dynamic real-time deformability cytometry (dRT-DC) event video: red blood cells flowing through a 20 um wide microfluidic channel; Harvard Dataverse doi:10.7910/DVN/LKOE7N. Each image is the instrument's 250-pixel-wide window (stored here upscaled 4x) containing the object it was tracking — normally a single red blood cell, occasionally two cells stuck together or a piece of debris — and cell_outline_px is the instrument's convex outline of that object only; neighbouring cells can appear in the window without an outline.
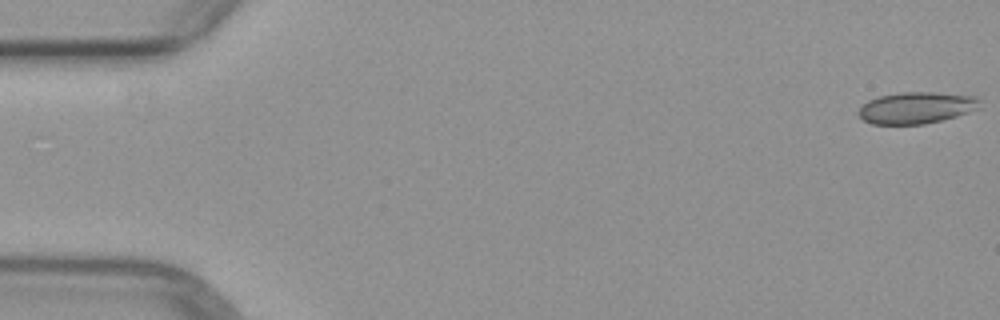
{"species": "common noctule bat (a hibernating species)", "species_latin": "Nyctalus noctula", "temperature_condition": "warm", "stored_images_in_passage": 5, "camera_frame_rate_fps": 3000, "um_per_image_px": 0.085, "animal": {"sex": "female", "body_mass_g": 29.2, "forearm_length_mm": 56.3}, "frame": {"image": 1, "passage_image": 1, "time_ms": 0.0, "image_size_px": [1000, 320], "cell_outline_px": [[980, 108], [956, 116], [924, 124], [872, 124], [864, 120], [856, 112], [868, 100], [880, 96], [900, 92], [932, 92], [976, 96], [980, 100]], "centroid_in_image_um": [77.89, 9.15], "position_along_channel_um": 7.1, "area_um2": 22.25}}
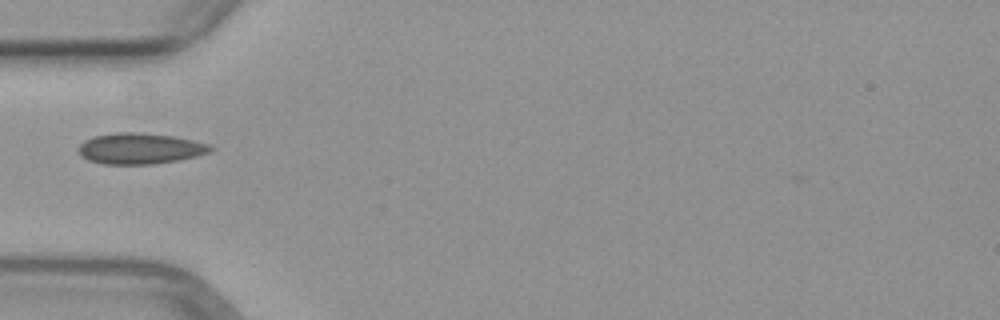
{"frame": {"image": 2, "passage_image": 5, "time_ms": 5.333, "image_size_px": [1000, 320], "cell_outline_px": [[216, 148], [212, 152], [180, 160], [152, 164], [104, 164], [88, 160], [80, 156], [76, 152], [76, 148], [84, 140], [92, 136], [116, 132], [140, 132], [172, 136], [192, 140], [208, 144]], "centroid_in_image_um": [11.86, 12.62], "position_along_channel_um": 73.1, "area_um2": 24.16}}